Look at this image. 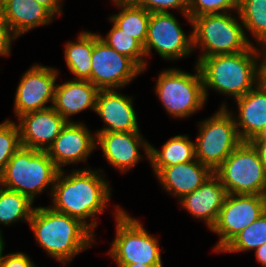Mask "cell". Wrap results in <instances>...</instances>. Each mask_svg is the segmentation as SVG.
<instances>
[{"label":"cell","instance_id":"1","mask_svg":"<svg viewBox=\"0 0 266 267\" xmlns=\"http://www.w3.org/2000/svg\"><path fill=\"white\" fill-rule=\"evenodd\" d=\"M63 169L56 176L51 192L55 211L78 219L91 232L96 221L85 223L98 213H103L110 199V187L101 174L91 169L74 170L64 175Z\"/></svg>","mask_w":266,"mask_h":267},{"label":"cell","instance_id":"2","mask_svg":"<svg viewBox=\"0 0 266 267\" xmlns=\"http://www.w3.org/2000/svg\"><path fill=\"white\" fill-rule=\"evenodd\" d=\"M256 49L252 45L246 51L208 56L197 62L206 99L209 87L235 99L252 90L262 80V63H257L260 51Z\"/></svg>","mask_w":266,"mask_h":267},{"label":"cell","instance_id":"3","mask_svg":"<svg viewBox=\"0 0 266 267\" xmlns=\"http://www.w3.org/2000/svg\"><path fill=\"white\" fill-rule=\"evenodd\" d=\"M29 224L38 244L64 264L93 243V232L84 224L51 207H36Z\"/></svg>","mask_w":266,"mask_h":267},{"label":"cell","instance_id":"4","mask_svg":"<svg viewBox=\"0 0 266 267\" xmlns=\"http://www.w3.org/2000/svg\"><path fill=\"white\" fill-rule=\"evenodd\" d=\"M60 170L46 151L21 146L6 164L0 185L28 196L33 202L35 195L54 186Z\"/></svg>","mask_w":266,"mask_h":267},{"label":"cell","instance_id":"5","mask_svg":"<svg viewBox=\"0 0 266 267\" xmlns=\"http://www.w3.org/2000/svg\"><path fill=\"white\" fill-rule=\"evenodd\" d=\"M192 26L193 47L200 45L204 51L198 62L208 56L246 51L253 45L243 25L228 12L194 17Z\"/></svg>","mask_w":266,"mask_h":267},{"label":"cell","instance_id":"6","mask_svg":"<svg viewBox=\"0 0 266 267\" xmlns=\"http://www.w3.org/2000/svg\"><path fill=\"white\" fill-rule=\"evenodd\" d=\"M214 174L228 194L266 195V168L249 141H242Z\"/></svg>","mask_w":266,"mask_h":267},{"label":"cell","instance_id":"7","mask_svg":"<svg viewBox=\"0 0 266 267\" xmlns=\"http://www.w3.org/2000/svg\"><path fill=\"white\" fill-rule=\"evenodd\" d=\"M199 127V135L195 142V157L201 164L215 172L242 142L235 118L223 103L220 111L200 123Z\"/></svg>","mask_w":266,"mask_h":267},{"label":"cell","instance_id":"8","mask_svg":"<svg viewBox=\"0 0 266 267\" xmlns=\"http://www.w3.org/2000/svg\"><path fill=\"white\" fill-rule=\"evenodd\" d=\"M116 238L109 251L117 264L162 265L157 238L117 205Z\"/></svg>","mask_w":266,"mask_h":267},{"label":"cell","instance_id":"9","mask_svg":"<svg viewBox=\"0 0 266 267\" xmlns=\"http://www.w3.org/2000/svg\"><path fill=\"white\" fill-rule=\"evenodd\" d=\"M196 74L178 69L164 70L156 82V93L166 111L174 117L185 118L204 106L206 97L198 65Z\"/></svg>","mask_w":266,"mask_h":267},{"label":"cell","instance_id":"10","mask_svg":"<svg viewBox=\"0 0 266 267\" xmlns=\"http://www.w3.org/2000/svg\"><path fill=\"white\" fill-rule=\"evenodd\" d=\"M266 212V195L228 194L211 231L219 234L215 251H221L235 236Z\"/></svg>","mask_w":266,"mask_h":267},{"label":"cell","instance_id":"11","mask_svg":"<svg viewBox=\"0 0 266 267\" xmlns=\"http://www.w3.org/2000/svg\"><path fill=\"white\" fill-rule=\"evenodd\" d=\"M91 82L99 90L123 87L143 70L129 57L118 53L94 34Z\"/></svg>","mask_w":266,"mask_h":267},{"label":"cell","instance_id":"12","mask_svg":"<svg viewBox=\"0 0 266 267\" xmlns=\"http://www.w3.org/2000/svg\"><path fill=\"white\" fill-rule=\"evenodd\" d=\"M143 48L145 56L153 48L164 59L183 58L194 50L193 32L186 37L179 22L170 12L151 13Z\"/></svg>","mask_w":266,"mask_h":267},{"label":"cell","instance_id":"13","mask_svg":"<svg viewBox=\"0 0 266 267\" xmlns=\"http://www.w3.org/2000/svg\"><path fill=\"white\" fill-rule=\"evenodd\" d=\"M55 68L34 65L24 73L16 90L14 109L16 116L44 110L50 100L54 103L56 78Z\"/></svg>","mask_w":266,"mask_h":267},{"label":"cell","instance_id":"14","mask_svg":"<svg viewBox=\"0 0 266 267\" xmlns=\"http://www.w3.org/2000/svg\"><path fill=\"white\" fill-rule=\"evenodd\" d=\"M21 145L47 151L67 121L53 108L33 111L18 117Z\"/></svg>","mask_w":266,"mask_h":267},{"label":"cell","instance_id":"15","mask_svg":"<svg viewBox=\"0 0 266 267\" xmlns=\"http://www.w3.org/2000/svg\"><path fill=\"white\" fill-rule=\"evenodd\" d=\"M96 146V138L82 122L69 120L46 152L62 170L65 164L86 161Z\"/></svg>","mask_w":266,"mask_h":267},{"label":"cell","instance_id":"16","mask_svg":"<svg viewBox=\"0 0 266 267\" xmlns=\"http://www.w3.org/2000/svg\"><path fill=\"white\" fill-rule=\"evenodd\" d=\"M95 137L108 163L122 172L130 170L139 161L141 145L149 159L150 144L143 140L139 131L97 132Z\"/></svg>","mask_w":266,"mask_h":267},{"label":"cell","instance_id":"17","mask_svg":"<svg viewBox=\"0 0 266 267\" xmlns=\"http://www.w3.org/2000/svg\"><path fill=\"white\" fill-rule=\"evenodd\" d=\"M114 90H100L98 93L95 112L107 127L97 132L139 131L132 98Z\"/></svg>","mask_w":266,"mask_h":267},{"label":"cell","instance_id":"18","mask_svg":"<svg viewBox=\"0 0 266 267\" xmlns=\"http://www.w3.org/2000/svg\"><path fill=\"white\" fill-rule=\"evenodd\" d=\"M227 195L220 179L213 174L199 188L185 195L180 203L194 217L204 220L211 230L217 222Z\"/></svg>","mask_w":266,"mask_h":267},{"label":"cell","instance_id":"19","mask_svg":"<svg viewBox=\"0 0 266 267\" xmlns=\"http://www.w3.org/2000/svg\"><path fill=\"white\" fill-rule=\"evenodd\" d=\"M214 172L197 159L164 167L157 175L164 189L182 199L207 181Z\"/></svg>","mask_w":266,"mask_h":267},{"label":"cell","instance_id":"20","mask_svg":"<svg viewBox=\"0 0 266 267\" xmlns=\"http://www.w3.org/2000/svg\"><path fill=\"white\" fill-rule=\"evenodd\" d=\"M255 88L235 99L239 108L235 124L242 141H250L266 127V84L261 80Z\"/></svg>","mask_w":266,"mask_h":267},{"label":"cell","instance_id":"21","mask_svg":"<svg viewBox=\"0 0 266 267\" xmlns=\"http://www.w3.org/2000/svg\"><path fill=\"white\" fill-rule=\"evenodd\" d=\"M0 15L18 37L30 29L52 22L54 15L34 0H2Z\"/></svg>","mask_w":266,"mask_h":267},{"label":"cell","instance_id":"22","mask_svg":"<svg viewBox=\"0 0 266 267\" xmlns=\"http://www.w3.org/2000/svg\"><path fill=\"white\" fill-rule=\"evenodd\" d=\"M99 89L88 80H73L56 85L53 108L68 122L85 109L95 111Z\"/></svg>","mask_w":266,"mask_h":267},{"label":"cell","instance_id":"23","mask_svg":"<svg viewBox=\"0 0 266 267\" xmlns=\"http://www.w3.org/2000/svg\"><path fill=\"white\" fill-rule=\"evenodd\" d=\"M195 143L186 135H177L168 140L162 151L150 145L149 161L157 175L164 167L195 160Z\"/></svg>","mask_w":266,"mask_h":267},{"label":"cell","instance_id":"24","mask_svg":"<svg viewBox=\"0 0 266 267\" xmlns=\"http://www.w3.org/2000/svg\"><path fill=\"white\" fill-rule=\"evenodd\" d=\"M94 33L81 32L78 41L65 45V61L69 70L76 76L74 80H88L91 82L92 52Z\"/></svg>","mask_w":266,"mask_h":267},{"label":"cell","instance_id":"25","mask_svg":"<svg viewBox=\"0 0 266 267\" xmlns=\"http://www.w3.org/2000/svg\"><path fill=\"white\" fill-rule=\"evenodd\" d=\"M121 12L109 18L118 28L145 44L151 13L136 4H119Z\"/></svg>","mask_w":266,"mask_h":267},{"label":"cell","instance_id":"26","mask_svg":"<svg viewBox=\"0 0 266 267\" xmlns=\"http://www.w3.org/2000/svg\"><path fill=\"white\" fill-rule=\"evenodd\" d=\"M33 201L26 195L7 188H0V224L9 225L20 219L29 222Z\"/></svg>","mask_w":266,"mask_h":267},{"label":"cell","instance_id":"27","mask_svg":"<svg viewBox=\"0 0 266 267\" xmlns=\"http://www.w3.org/2000/svg\"><path fill=\"white\" fill-rule=\"evenodd\" d=\"M238 13L244 28L260 44L266 38V0H239Z\"/></svg>","mask_w":266,"mask_h":267},{"label":"cell","instance_id":"28","mask_svg":"<svg viewBox=\"0 0 266 267\" xmlns=\"http://www.w3.org/2000/svg\"><path fill=\"white\" fill-rule=\"evenodd\" d=\"M111 48L118 53L132 59L143 71L146 69V61L142 59L145 56L143 45L133 36L129 35L114 23L107 37L100 35Z\"/></svg>","mask_w":266,"mask_h":267},{"label":"cell","instance_id":"29","mask_svg":"<svg viewBox=\"0 0 266 267\" xmlns=\"http://www.w3.org/2000/svg\"><path fill=\"white\" fill-rule=\"evenodd\" d=\"M266 242V212L235 236L222 250L238 252L257 249Z\"/></svg>","mask_w":266,"mask_h":267},{"label":"cell","instance_id":"30","mask_svg":"<svg viewBox=\"0 0 266 267\" xmlns=\"http://www.w3.org/2000/svg\"><path fill=\"white\" fill-rule=\"evenodd\" d=\"M20 131L18 125L10 120L0 124V178L6 164L21 147Z\"/></svg>","mask_w":266,"mask_h":267},{"label":"cell","instance_id":"31","mask_svg":"<svg viewBox=\"0 0 266 267\" xmlns=\"http://www.w3.org/2000/svg\"><path fill=\"white\" fill-rule=\"evenodd\" d=\"M239 0H188V14L193 19L206 14L238 11ZM222 11V12H221Z\"/></svg>","mask_w":266,"mask_h":267},{"label":"cell","instance_id":"32","mask_svg":"<svg viewBox=\"0 0 266 267\" xmlns=\"http://www.w3.org/2000/svg\"><path fill=\"white\" fill-rule=\"evenodd\" d=\"M136 5L150 13H168V9H180L192 24V19L188 14V0H138Z\"/></svg>","mask_w":266,"mask_h":267},{"label":"cell","instance_id":"33","mask_svg":"<svg viewBox=\"0 0 266 267\" xmlns=\"http://www.w3.org/2000/svg\"><path fill=\"white\" fill-rule=\"evenodd\" d=\"M0 267H36L31 259L22 252L2 256Z\"/></svg>","mask_w":266,"mask_h":267},{"label":"cell","instance_id":"34","mask_svg":"<svg viewBox=\"0 0 266 267\" xmlns=\"http://www.w3.org/2000/svg\"><path fill=\"white\" fill-rule=\"evenodd\" d=\"M16 35L12 32L10 26L0 15V55L7 56L11 50V41L16 39Z\"/></svg>","mask_w":266,"mask_h":267},{"label":"cell","instance_id":"35","mask_svg":"<svg viewBox=\"0 0 266 267\" xmlns=\"http://www.w3.org/2000/svg\"><path fill=\"white\" fill-rule=\"evenodd\" d=\"M35 2L43 5L46 7L54 16L55 14L59 15L62 13L61 12V5L59 4L60 0H34Z\"/></svg>","mask_w":266,"mask_h":267},{"label":"cell","instance_id":"36","mask_svg":"<svg viewBox=\"0 0 266 267\" xmlns=\"http://www.w3.org/2000/svg\"><path fill=\"white\" fill-rule=\"evenodd\" d=\"M256 149L258 156L266 168V141H249Z\"/></svg>","mask_w":266,"mask_h":267},{"label":"cell","instance_id":"37","mask_svg":"<svg viewBox=\"0 0 266 267\" xmlns=\"http://www.w3.org/2000/svg\"><path fill=\"white\" fill-rule=\"evenodd\" d=\"M255 253L256 258L261 263L262 267H266V242L258 247Z\"/></svg>","mask_w":266,"mask_h":267},{"label":"cell","instance_id":"38","mask_svg":"<svg viewBox=\"0 0 266 267\" xmlns=\"http://www.w3.org/2000/svg\"><path fill=\"white\" fill-rule=\"evenodd\" d=\"M250 141H266V127L262 129L256 137L251 139Z\"/></svg>","mask_w":266,"mask_h":267},{"label":"cell","instance_id":"39","mask_svg":"<svg viewBox=\"0 0 266 267\" xmlns=\"http://www.w3.org/2000/svg\"><path fill=\"white\" fill-rule=\"evenodd\" d=\"M118 267H162V265H143V264H117Z\"/></svg>","mask_w":266,"mask_h":267},{"label":"cell","instance_id":"40","mask_svg":"<svg viewBox=\"0 0 266 267\" xmlns=\"http://www.w3.org/2000/svg\"><path fill=\"white\" fill-rule=\"evenodd\" d=\"M262 61V81L266 84V52Z\"/></svg>","mask_w":266,"mask_h":267},{"label":"cell","instance_id":"41","mask_svg":"<svg viewBox=\"0 0 266 267\" xmlns=\"http://www.w3.org/2000/svg\"><path fill=\"white\" fill-rule=\"evenodd\" d=\"M117 5L119 4H136L138 0H113Z\"/></svg>","mask_w":266,"mask_h":267},{"label":"cell","instance_id":"42","mask_svg":"<svg viewBox=\"0 0 266 267\" xmlns=\"http://www.w3.org/2000/svg\"><path fill=\"white\" fill-rule=\"evenodd\" d=\"M3 248H4V242H3V238H2V235H1V230H0V262H1V259H2V253H3Z\"/></svg>","mask_w":266,"mask_h":267},{"label":"cell","instance_id":"43","mask_svg":"<svg viewBox=\"0 0 266 267\" xmlns=\"http://www.w3.org/2000/svg\"><path fill=\"white\" fill-rule=\"evenodd\" d=\"M261 44H262V45L264 44L262 47L265 46L264 48H266V38L261 42ZM265 51H266V50L264 49V52H265Z\"/></svg>","mask_w":266,"mask_h":267}]
</instances>
